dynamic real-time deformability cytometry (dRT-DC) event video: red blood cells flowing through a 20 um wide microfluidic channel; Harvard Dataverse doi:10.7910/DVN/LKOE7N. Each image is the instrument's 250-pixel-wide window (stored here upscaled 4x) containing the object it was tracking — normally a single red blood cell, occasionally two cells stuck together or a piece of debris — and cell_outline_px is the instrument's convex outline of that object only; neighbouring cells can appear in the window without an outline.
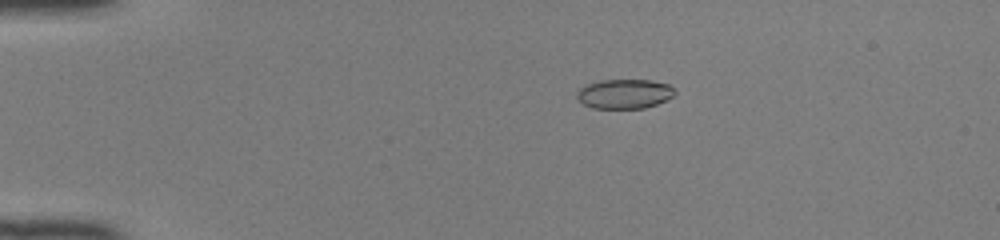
{"species": "common noctule bat (a hibernating species)", "species_latin": "Nyctalus noctula", "temperature_condition": "room temperature", "stored_images_in_passage": 50, "camera_frame_rate_fps": 3000, "um_per_image_px": 0.085, "animal": {"sex": "female", "body_mass_g": 22.0, "forearm_length_mm": 56.7}, "frame": {"image": 1, "passage_image": 11, "time_ms": 3.333, "image_size_px": [1000, 240], "cell_outline_px": [[676, 92], [672, 96], [656, 104], [644, 108], [592, 108], [584, 104], [576, 96], [576, 92], [584, 84], [600, 80], [648, 80], [668, 84]], "centroid_in_image_um": [53.03, 7.97], "position_along_channel_um": 32.0, "area_um2": 16.7}}
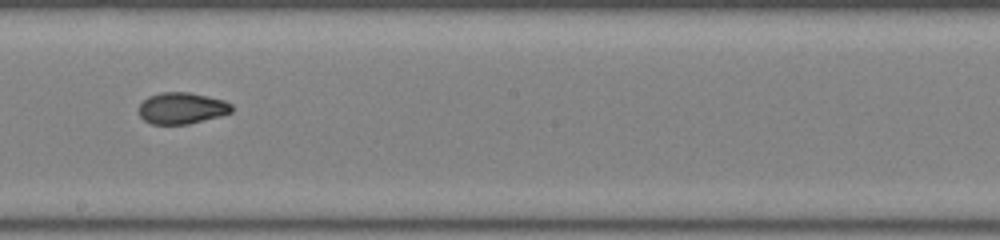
{"frame": {"image": 2, "passage_image": 30, "time_ms": 9.667, "image_size_px": [1000, 240], "cell_outline_px": [[232, 112], [220, 116], [188, 124], [152, 124], [144, 120], [140, 116], [140, 104], [148, 96], [160, 92], [188, 92], [224, 100], [232, 104]], "centroid_in_image_um": [15.46, 9.19], "position_along_channel_um": 232.7, "area_um2": 16.94}}
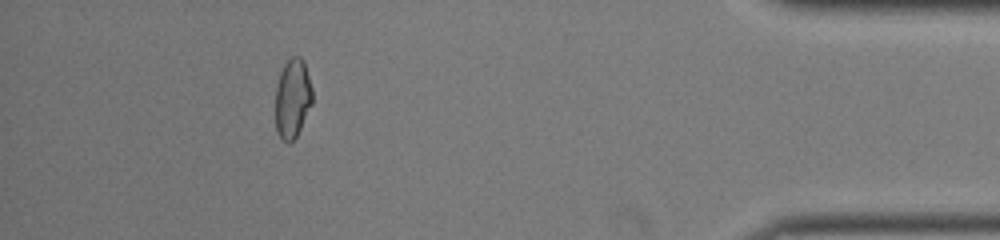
{"frame": {"image": 3, "passage_image": 46, "time_ms": 15.0, "image_size_px": [1000, 240], "cell_outline_px": [[312, 104], [296, 136], [288, 144], [276, 132], [276, 88], [280, 72], [284, 64], [292, 56], [300, 56], [304, 60], [312, 88]], "centroid_in_image_um": [24.87, 8.34], "position_along_channel_um": 410.3, "area_um2": 16.99}, "authors_computed_cell_mechanics": {"area_um2": 17.4556, "velocity_mm_per_s": 4.1638, "shape_relaxation_time_tau1_ms": 9.9551, "shape_relaxation_time_tau2_ms": 1.5953, "deformation_change_tau1": 0.2085, "deformation_change_tau2": 0.0554}}